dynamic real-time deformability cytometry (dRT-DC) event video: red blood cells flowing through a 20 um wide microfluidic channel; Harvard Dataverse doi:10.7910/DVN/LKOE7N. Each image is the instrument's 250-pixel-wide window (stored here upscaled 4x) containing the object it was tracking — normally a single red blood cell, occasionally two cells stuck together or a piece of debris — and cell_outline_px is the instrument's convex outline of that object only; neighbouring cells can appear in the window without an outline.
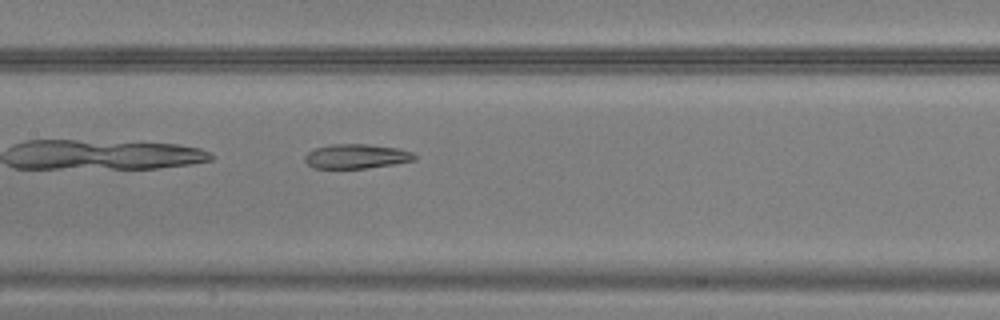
{"species": "common noctule bat (a hibernating species)", "species_latin": "Nyctalus noctula", "temperature_condition": "warm", "stored_images_in_passage": 29, "camera_frame_rate_fps": 3000, "um_per_image_px": 0.085, "animal": {"sex": "male", "body_mass_g": 20.5, "forearm_length_mm": 52.5}, "frame": {"image": 1, "passage_image": 9, "time_ms": 2.667, "image_size_px": [1000, 320], "cell_outline_px": [[416, 160], [392, 164], [364, 168], [312, 168], [304, 160], [304, 156], [308, 152], [316, 148], [332, 144], [364, 144], [396, 148], [412, 152], [416, 156]], "centroid_in_image_um": [30.26, 13.29], "position_along_channel_um": 177.1, "area_um2": 15.43}}
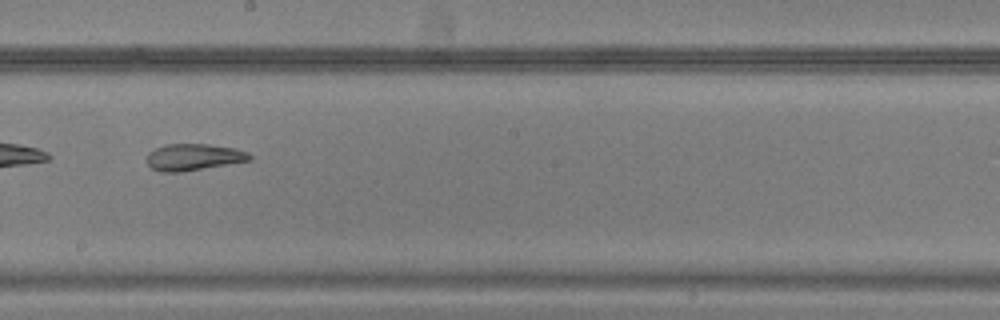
{"frame": {"image": 2, "passage_image": 13, "time_ms": 4.0, "image_size_px": [1000, 320], "cell_outline_px": [[252, 160], [180, 172], [160, 172], [152, 168], [148, 164], [148, 152], [164, 144], [208, 144], [236, 148], [248, 152], [252, 156]], "centroid_in_image_um": [16.47, 13.35], "position_along_channel_um": 231.7, "area_um2": 15.95}}